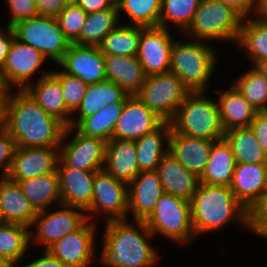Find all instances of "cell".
<instances>
[{
  "label": "cell",
  "instance_id": "obj_28",
  "mask_svg": "<svg viewBox=\"0 0 267 267\" xmlns=\"http://www.w3.org/2000/svg\"><path fill=\"white\" fill-rule=\"evenodd\" d=\"M104 58L106 78L119 85L127 94L135 95L147 77L138 58L116 55H107Z\"/></svg>",
  "mask_w": 267,
  "mask_h": 267
},
{
  "label": "cell",
  "instance_id": "obj_32",
  "mask_svg": "<svg viewBox=\"0 0 267 267\" xmlns=\"http://www.w3.org/2000/svg\"><path fill=\"white\" fill-rule=\"evenodd\" d=\"M24 195L34 209L38 211L49 209L55 203L62 204L59 191L58 173L53 172L42 176L27 178L18 181Z\"/></svg>",
  "mask_w": 267,
  "mask_h": 267
},
{
  "label": "cell",
  "instance_id": "obj_18",
  "mask_svg": "<svg viewBox=\"0 0 267 267\" xmlns=\"http://www.w3.org/2000/svg\"><path fill=\"white\" fill-rule=\"evenodd\" d=\"M163 122L136 95H130L116 122L112 139L137 140L157 129Z\"/></svg>",
  "mask_w": 267,
  "mask_h": 267
},
{
  "label": "cell",
  "instance_id": "obj_2",
  "mask_svg": "<svg viewBox=\"0 0 267 267\" xmlns=\"http://www.w3.org/2000/svg\"><path fill=\"white\" fill-rule=\"evenodd\" d=\"M105 233L101 255L104 267H155L158 251L149 243L153 234L144 221L131 224L127 219L104 222Z\"/></svg>",
  "mask_w": 267,
  "mask_h": 267
},
{
  "label": "cell",
  "instance_id": "obj_48",
  "mask_svg": "<svg viewBox=\"0 0 267 267\" xmlns=\"http://www.w3.org/2000/svg\"><path fill=\"white\" fill-rule=\"evenodd\" d=\"M40 16L57 18L66 7L65 0H34Z\"/></svg>",
  "mask_w": 267,
  "mask_h": 267
},
{
  "label": "cell",
  "instance_id": "obj_52",
  "mask_svg": "<svg viewBox=\"0 0 267 267\" xmlns=\"http://www.w3.org/2000/svg\"><path fill=\"white\" fill-rule=\"evenodd\" d=\"M44 252V253H43ZM22 267H66L48 251L42 250V256Z\"/></svg>",
  "mask_w": 267,
  "mask_h": 267
},
{
  "label": "cell",
  "instance_id": "obj_10",
  "mask_svg": "<svg viewBox=\"0 0 267 267\" xmlns=\"http://www.w3.org/2000/svg\"><path fill=\"white\" fill-rule=\"evenodd\" d=\"M59 208L60 210L53 212L49 209L37 212L31 225H35L36 230L33 232L30 229V243L36 240L47 250L62 237L79 230L88 221L86 211L82 208L63 204H60Z\"/></svg>",
  "mask_w": 267,
  "mask_h": 267
},
{
  "label": "cell",
  "instance_id": "obj_7",
  "mask_svg": "<svg viewBox=\"0 0 267 267\" xmlns=\"http://www.w3.org/2000/svg\"><path fill=\"white\" fill-rule=\"evenodd\" d=\"M144 222L154 236L160 234L173 243L185 245L196 238L190 202L171 194L161 196Z\"/></svg>",
  "mask_w": 267,
  "mask_h": 267
},
{
  "label": "cell",
  "instance_id": "obj_8",
  "mask_svg": "<svg viewBox=\"0 0 267 267\" xmlns=\"http://www.w3.org/2000/svg\"><path fill=\"white\" fill-rule=\"evenodd\" d=\"M11 27L16 39L35 48L54 64L63 59L71 44L54 17L38 15L16 22Z\"/></svg>",
  "mask_w": 267,
  "mask_h": 267
},
{
  "label": "cell",
  "instance_id": "obj_23",
  "mask_svg": "<svg viewBox=\"0 0 267 267\" xmlns=\"http://www.w3.org/2000/svg\"><path fill=\"white\" fill-rule=\"evenodd\" d=\"M214 142L216 141L177 134L172 130L168 143V152L188 171L200 177L206 167Z\"/></svg>",
  "mask_w": 267,
  "mask_h": 267
},
{
  "label": "cell",
  "instance_id": "obj_25",
  "mask_svg": "<svg viewBox=\"0 0 267 267\" xmlns=\"http://www.w3.org/2000/svg\"><path fill=\"white\" fill-rule=\"evenodd\" d=\"M103 169L116 180L129 184L140 173L135 140H109Z\"/></svg>",
  "mask_w": 267,
  "mask_h": 267
},
{
  "label": "cell",
  "instance_id": "obj_40",
  "mask_svg": "<svg viewBox=\"0 0 267 267\" xmlns=\"http://www.w3.org/2000/svg\"><path fill=\"white\" fill-rule=\"evenodd\" d=\"M201 0H161L158 27L169 29L172 23L183 33L190 25Z\"/></svg>",
  "mask_w": 267,
  "mask_h": 267
},
{
  "label": "cell",
  "instance_id": "obj_5",
  "mask_svg": "<svg viewBox=\"0 0 267 267\" xmlns=\"http://www.w3.org/2000/svg\"><path fill=\"white\" fill-rule=\"evenodd\" d=\"M205 92H190L177 109L176 115L170 121L171 129L177 134L219 141L224 137V127L221 121L217 100L214 101Z\"/></svg>",
  "mask_w": 267,
  "mask_h": 267
},
{
  "label": "cell",
  "instance_id": "obj_26",
  "mask_svg": "<svg viewBox=\"0 0 267 267\" xmlns=\"http://www.w3.org/2000/svg\"><path fill=\"white\" fill-rule=\"evenodd\" d=\"M0 207L3 223H17L31 228L37 215L19 183L8 177L0 180Z\"/></svg>",
  "mask_w": 267,
  "mask_h": 267
},
{
  "label": "cell",
  "instance_id": "obj_17",
  "mask_svg": "<svg viewBox=\"0 0 267 267\" xmlns=\"http://www.w3.org/2000/svg\"><path fill=\"white\" fill-rule=\"evenodd\" d=\"M64 73L79 77L87 85L106 78L105 58L98 46L71 43L63 59L57 64Z\"/></svg>",
  "mask_w": 267,
  "mask_h": 267
},
{
  "label": "cell",
  "instance_id": "obj_31",
  "mask_svg": "<svg viewBox=\"0 0 267 267\" xmlns=\"http://www.w3.org/2000/svg\"><path fill=\"white\" fill-rule=\"evenodd\" d=\"M235 157L231 147L222 139L212 144L209 159L200 178L207 185L229 186L235 171Z\"/></svg>",
  "mask_w": 267,
  "mask_h": 267
},
{
  "label": "cell",
  "instance_id": "obj_27",
  "mask_svg": "<svg viewBox=\"0 0 267 267\" xmlns=\"http://www.w3.org/2000/svg\"><path fill=\"white\" fill-rule=\"evenodd\" d=\"M129 96L119 85L107 78L99 83L88 85L80 106L72 114L70 127L75 128L84 118L95 114L109 104L125 102ZM77 113L78 118H75L74 115Z\"/></svg>",
  "mask_w": 267,
  "mask_h": 267
},
{
  "label": "cell",
  "instance_id": "obj_6",
  "mask_svg": "<svg viewBox=\"0 0 267 267\" xmlns=\"http://www.w3.org/2000/svg\"><path fill=\"white\" fill-rule=\"evenodd\" d=\"M243 17L219 0H201L183 37L197 41L237 42Z\"/></svg>",
  "mask_w": 267,
  "mask_h": 267
},
{
  "label": "cell",
  "instance_id": "obj_3",
  "mask_svg": "<svg viewBox=\"0 0 267 267\" xmlns=\"http://www.w3.org/2000/svg\"><path fill=\"white\" fill-rule=\"evenodd\" d=\"M190 205L197 237L219 231L232 220L247 228V209L236 199L229 186L199 183Z\"/></svg>",
  "mask_w": 267,
  "mask_h": 267
},
{
  "label": "cell",
  "instance_id": "obj_59",
  "mask_svg": "<svg viewBox=\"0 0 267 267\" xmlns=\"http://www.w3.org/2000/svg\"><path fill=\"white\" fill-rule=\"evenodd\" d=\"M0 223H3L2 216H1V207H0Z\"/></svg>",
  "mask_w": 267,
  "mask_h": 267
},
{
  "label": "cell",
  "instance_id": "obj_55",
  "mask_svg": "<svg viewBox=\"0 0 267 267\" xmlns=\"http://www.w3.org/2000/svg\"><path fill=\"white\" fill-rule=\"evenodd\" d=\"M253 67L267 79V60L258 61L253 65Z\"/></svg>",
  "mask_w": 267,
  "mask_h": 267
},
{
  "label": "cell",
  "instance_id": "obj_46",
  "mask_svg": "<svg viewBox=\"0 0 267 267\" xmlns=\"http://www.w3.org/2000/svg\"><path fill=\"white\" fill-rule=\"evenodd\" d=\"M11 13L7 26L16 22L38 16L34 0H6Z\"/></svg>",
  "mask_w": 267,
  "mask_h": 267
},
{
  "label": "cell",
  "instance_id": "obj_9",
  "mask_svg": "<svg viewBox=\"0 0 267 267\" xmlns=\"http://www.w3.org/2000/svg\"><path fill=\"white\" fill-rule=\"evenodd\" d=\"M190 91L171 72L148 75L135 94L164 122H170Z\"/></svg>",
  "mask_w": 267,
  "mask_h": 267
},
{
  "label": "cell",
  "instance_id": "obj_33",
  "mask_svg": "<svg viewBox=\"0 0 267 267\" xmlns=\"http://www.w3.org/2000/svg\"><path fill=\"white\" fill-rule=\"evenodd\" d=\"M223 139L231 147L236 163L267 164V153L250 126L227 130Z\"/></svg>",
  "mask_w": 267,
  "mask_h": 267
},
{
  "label": "cell",
  "instance_id": "obj_34",
  "mask_svg": "<svg viewBox=\"0 0 267 267\" xmlns=\"http://www.w3.org/2000/svg\"><path fill=\"white\" fill-rule=\"evenodd\" d=\"M236 44L243 49L252 65L267 60V19L257 16L243 18Z\"/></svg>",
  "mask_w": 267,
  "mask_h": 267
},
{
  "label": "cell",
  "instance_id": "obj_43",
  "mask_svg": "<svg viewBox=\"0 0 267 267\" xmlns=\"http://www.w3.org/2000/svg\"><path fill=\"white\" fill-rule=\"evenodd\" d=\"M87 13L78 5H66L56 18L64 36L73 43L80 34Z\"/></svg>",
  "mask_w": 267,
  "mask_h": 267
},
{
  "label": "cell",
  "instance_id": "obj_24",
  "mask_svg": "<svg viewBox=\"0 0 267 267\" xmlns=\"http://www.w3.org/2000/svg\"><path fill=\"white\" fill-rule=\"evenodd\" d=\"M229 187L248 209L267 189L266 164L236 163Z\"/></svg>",
  "mask_w": 267,
  "mask_h": 267
},
{
  "label": "cell",
  "instance_id": "obj_20",
  "mask_svg": "<svg viewBox=\"0 0 267 267\" xmlns=\"http://www.w3.org/2000/svg\"><path fill=\"white\" fill-rule=\"evenodd\" d=\"M95 172L68 167L59 160L57 173L62 204L85 210L93 196Z\"/></svg>",
  "mask_w": 267,
  "mask_h": 267
},
{
  "label": "cell",
  "instance_id": "obj_1",
  "mask_svg": "<svg viewBox=\"0 0 267 267\" xmlns=\"http://www.w3.org/2000/svg\"><path fill=\"white\" fill-rule=\"evenodd\" d=\"M5 99L4 127L16 147H60L66 126L46 113L26 90Z\"/></svg>",
  "mask_w": 267,
  "mask_h": 267
},
{
  "label": "cell",
  "instance_id": "obj_56",
  "mask_svg": "<svg viewBox=\"0 0 267 267\" xmlns=\"http://www.w3.org/2000/svg\"><path fill=\"white\" fill-rule=\"evenodd\" d=\"M80 0H65L66 5H78Z\"/></svg>",
  "mask_w": 267,
  "mask_h": 267
},
{
  "label": "cell",
  "instance_id": "obj_45",
  "mask_svg": "<svg viewBox=\"0 0 267 267\" xmlns=\"http://www.w3.org/2000/svg\"><path fill=\"white\" fill-rule=\"evenodd\" d=\"M16 145L13 138L5 127L0 129V168L2 167V173H0V180L7 178L10 172L12 158Z\"/></svg>",
  "mask_w": 267,
  "mask_h": 267
},
{
  "label": "cell",
  "instance_id": "obj_49",
  "mask_svg": "<svg viewBox=\"0 0 267 267\" xmlns=\"http://www.w3.org/2000/svg\"><path fill=\"white\" fill-rule=\"evenodd\" d=\"M219 1L223 2L229 7H232L243 18H248L249 15L252 14L255 16L257 0H219Z\"/></svg>",
  "mask_w": 267,
  "mask_h": 267
},
{
  "label": "cell",
  "instance_id": "obj_13",
  "mask_svg": "<svg viewBox=\"0 0 267 267\" xmlns=\"http://www.w3.org/2000/svg\"><path fill=\"white\" fill-rule=\"evenodd\" d=\"M45 60L38 50L14 37L0 71L3 85L8 90H12L14 86L25 90L31 84L36 71L41 70Z\"/></svg>",
  "mask_w": 267,
  "mask_h": 267
},
{
  "label": "cell",
  "instance_id": "obj_19",
  "mask_svg": "<svg viewBox=\"0 0 267 267\" xmlns=\"http://www.w3.org/2000/svg\"><path fill=\"white\" fill-rule=\"evenodd\" d=\"M163 194L157 172L141 171L128 184V215L132 213L134 221H145Z\"/></svg>",
  "mask_w": 267,
  "mask_h": 267
},
{
  "label": "cell",
  "instance_id": "obj_41",
  "mask_svg": "<svg viewBox=\"0 0 267 267\" xmlns=\"http://www.w3.org/2000/svg\"><path fill=\"white\" fill-rule=\"evenodd\" d=\"M236 80L232 85L253 108L257 112L267 111V79L251 67Z\"/></svg>",
  "mask_w": 267,
  "mask_h": 267
},
{
  "label": "cell",
  "instance_id": "obj_38",
  "mask_svg": "<svg viewBox=\"0 0 267 267\" xmlns=\"http://www.w3.org/2000/svg\"><path fill=\"white\" fill-rule=\"evenodd\" d=\"M125 102H114L95 114L84 118L75 128L83 135L102 139H112L113 130L119 119Z\"/></svg>",
  "mask_w": 267,
  "mask_h": 267
},
{
  "label": "cell",
  "instance_id": "obj_30",
  "mask_svg": "<svg viewBox=\"0 0 267 267\" xmlns=\"http://www.w3.org/2000/svg\"><path fill=\"white\" fill-rule=\"evenodd\" d=\"M171 131L170 122H163L154 131L135 140L137 162L140 172L156 170L162 157L168 153Z\"/></svg>",
  "mask_w": 267,
  "mask_h": 267
},
{
  "label": "cell",
  "instance_id": "obj_14",
  "mask_svg": "<svg viewBox=\"0 0 267 267\" xmlns=\"http://www.w3.org/2000/svg\"><path fill=\"white\" fill-rule=\"evenodd\" d=\"M96 228L89 220L77 231L67 234L46 251L66 267H90L96 254L94 245ZM94 254V255H93Z\"/></svg>",
  "mask_w": 267,
  "mask_h": 267
},
{
  "label": "cell",
  "instance_id": "obj_15",
  "mask_svg": "<svg viewBox=\"0 0 267 267\" xmlns=\"http://www.w3.org/2000/svg\"><path fill=\"white\" fill-rule=\"evenodd\" d=\"M170 33L169 29L163 27H146L141 31L136 57L147 76L169 72L174 43Z\"/></svg>",
  "mask_w": 267,
  "mask_h": 267
},
{
  "label": "cell",
  "instance_id": "obj_42",
  "mask_svg": "<svg viewBox=\"0 0 267 267\" xmlns=\"http://www.w3.org/2000/svg\"><path fill=\"white\" fill-rule=\"evenodd\" d=\"M51 73L60 81L66 109L73 114L81 104L87 84L79 77L71 76L62 70H53Z\"/></svg>",
  "mask_w": 267,
  "mask_h": 267
},
{
  "label": "cell",
  "instance_id": "obj_16",
  "mask_svg": "<svg viewBox=\"0 0 267 267\" xmlns=\"http://www.w3.org/2000/svg\"><path fill=\"white\" fill-rule=\"evenodd\" d=\"M59 147H16L8 178L21 181L57 171Z\"/></svg>",
  "mask_w": 267,
  "mask_h": 267
},
{
  "label": "cell",
  "instance_id": "obj_22",
  "mask_svg": "<svg viewBox=\"0 0 267 267\" xmlns=\"http://www.w3.org/2000/svg\"><path fill=\"white\" fill-rule=\"evenodd\" d=\"M155 171L164 193L191 201L200 183V178L195 173L188 171L169 152L162 157Z\"/></svg>",
  "mask_w": 267,
  "mask_h": 267
},
{
  "label": "cell",
  "instance_id": "obj_57",
  "mask_svg": "<svg viewBox=\"0 0 267 267\" xmlns=\"http://www.w3.org/2000/svg\"><path fill=\"white\" fill-rule=\"evenodd\" d=\"M0 267H11L0 255Z\"/></svg>",
  "mask_w": 267,
  "mask_h": 267
},
{
  "label": "cell",
  "instance_id": "obj_50",
  "mask_svg": "<svg viewBox=\"0 0 267 267\" xmlns=\"http://www.w3.org/2000/svg\"><path fill=\"white\" fill-rule=\"evenodd\" d=\"M115 4L116 0H80L78 6L89 14L110 9Z\"/></svg>",
  "mask_w": 267,
  "mask_h": 267
},
{
  "label": "cell",
  "instance_id": "obj_35",
  "mask_svg": "<svg viewBox=\"0 0 267 267\" xmlns=\"http://www.w3.org/2000/svg\"><path fill=\"white\" fill-rule=\"evenodd\" d=\"M30 228L17 223H0V255L11 266L17 264L30 250Z\"/></svg>",
  "mask_w": 267,
  "mask_h": 267
},
{
  "label": "cell",
  "instance_id": "obj_58",
  "mask_svg": "<svg viewBox=\"0 0 267 267\" xmlns=\"http://www.w3.org/2000/svg\"><path fill=\"white\" fill-rule=\"evenodd\" d=\"M0 88H6V87L3 85L2 81H1V77H0Z\"/></svg>",
  "mask_w": 267,
  "mask_h": 267
},
{
  "label": "cell",
  "instance_id": "obj_11",
  "mask_svg": "<svg viewBox=\"0 0 267 267\" xmlns=\"http://www.w3.org/2000/svg\"><path fill=\"white\" fill-rule=\"evenodd\" d=\"M85 211L89 221L91 216L103 214L109 215L105 222L128 220V184L116 180L104 169L96 171L93 196Z\"/></svg>",
  "mask_w": 267,
  "mask_h": 267
},
{
  "label": "cell",
  "instance_id": "obj_44",
  "mask_svg": "<svg viewBox=\"0 0 267 267\" xmlns=\"http://www.w3.org/2000/svg\"><path fill=\"white\" fill-rule=\"evenodd\" d=\"M256 236L267 239V189L247 209V228Z\"/></svg>",
  "mask_w": 267,
  "mask_h": 267
},
{
  "label": "cell",
  "instance_id": "obj_53",
  "mask_svg": "<svg viewBox=\"0 0 267 267\" xmlns=\"http://www.w3.org/2000/svg\"><path fill=\"white\" fill-rule=\"evenodd\" d=\"M8 91L7 88H0V129L4 127L5 99Z\"/></svg>",
  "mask_w": 267,
  "mask_h": 267
},
{
  "label": "cell",
  "instance_id": "obj_12",
  "mask_svg": "<svg viewBox=\"0 0 267 267\" xmlns=\"http://www.w3.org/2000/svg\"><path fill=\"white\" fill-rule=\"evenodd\" d=\"M76 131L73 138L66 139ZM66 142V143H65ZM107 142L81 134L76 128L66 127L59 147V160L68 167L84 171L103 169Z\"/></svg>",
  "mask_w": 267,
  "mask_h": 267
},
{
  "label": "cell",
  "instance_id": "obj_36",
  "mask_svg": "<svg viewBox=\"0 0 267 267\" xmlns=\"http://www.w3.org/2000/svg\"><path fill=\"white\" fill-rule=\"evenodd\" d=\"M117 3L110 9L89 13L81 28L76 45L98 46L104 37L119 25Z\"/></svg>",
  "mask_w": 267,
  "mask_h": 267
},
{
  "label": "cell",
  "instance_id": "obj_39",
  "mask_svg": "<svg viewBox=\"0 0 267 267\" xmlns=\"http://www.w3.org/2000/svg\"><path fill=\"white\" fill-rule=\"evenodd\" d=\"M119 11L129 17L126 25L141 27H158L161 11V0H116Z\"/></svg>",
  "mask_w": 267,
  "mask_h": 267
},
{
  "label": "cell",
  "instance_id": "obj_47",
  "mask_svg": "<svg viewBox=\"0 0 267 267\" xmlns=\"http://www.w3.org/2000/svg\"><path fill=\"white\" fill-rule=\"evenodd\" d=\"M250 127L256 139L267 153V111L257 112Z\"/></svg>",
  "mask_w": 267,
  "mask_h": 267
},
{
  "label": "cell",
  "instance_id": "obj_54",
  "mask_svg": "<svg viewBox=\"0 0 267 267\" xmlns=\"http://www.w3.org/2000/svg\"><path fill=\"white\" fill-rule=\"evenodd\" d=\"M255 16L267 19V0H257Z\"/></svg>",
  "mask_w": 267,
  "mask_h": 267
},
{
  "label": "cell",
  "instance_id": "obj_51",
  "mask_svg": "<svg viewBox=\"0 0 267 267\" xmlns=\"http://www.w3.org/2000/svg\"><path fill=\"white\" fill-rule=\"evenodd\" d=\"M3 31L0 29V71L3 69L10 45L15 37L12 27L6 26V31Z\"/></svg>",
  "mask_w": 267,
  "mask_h": 267
},
{
  "label": "cell",
  "instance_id": "obj_4",
  "mask_svg": "<svg viewBox=\"0 0 267 267\" xmlns=\"http://www.w3.org/2000/svg\"><path fill=\"white\" fill-rule=\"evenodd\" d=\"M182 42L174 39L169 72L174 73L190 92L206 93L218 54L206 41L185 39Z\"/></svg>",
  "mask_w": 267,
  "mask_h": 267
},
{
  "label": "cell",
  "instance_id": "obj_21",
  "mask_svg": "<svg viewBox=\"0 0 267 267\" xmlns=\"http://www.w3.org/2000/svg\"><path fill=\"white\" fill-rule=\"evenodd\" d=\"M25 90L46 113L57 118L66 127L70 126L72 114L65 107L60 81L51 70L42 71L37 81L32 82Z\"/></svg>",
  "mask_w": 267,
  "mask_h": 267
},
{
  "label": "cell",
  "instance_id": "obj_37",
  "mask_svg": "<svg viewBox=\"0 0 267 267\" xmlns=\"http://www.w3.org/2000/svg\"><path fill=\"white\" fill-rule=\"evenodd\" d=\"M145 27L119 24L98 45L104 56H137L141 31Z\"/></svg>",
  "mask_w": 267,
  "mask_h": 267
},
{
  "label": "cell",
  "instance_id": "obj_29",
  "mask_svg": "<svg viewBox=\"0 0 267 267\" xmlns=\"http://www.w3.org/2000/svg\"><path fill=\"white\" fill-rule=\"evenodd\" d=\"M217 102L224 130L249 127L257 111L253 106L231 85L227 90H218Z\"/></svg>",
  "mask_w": 267,
  "mask_h": 267
}]
</instances>
